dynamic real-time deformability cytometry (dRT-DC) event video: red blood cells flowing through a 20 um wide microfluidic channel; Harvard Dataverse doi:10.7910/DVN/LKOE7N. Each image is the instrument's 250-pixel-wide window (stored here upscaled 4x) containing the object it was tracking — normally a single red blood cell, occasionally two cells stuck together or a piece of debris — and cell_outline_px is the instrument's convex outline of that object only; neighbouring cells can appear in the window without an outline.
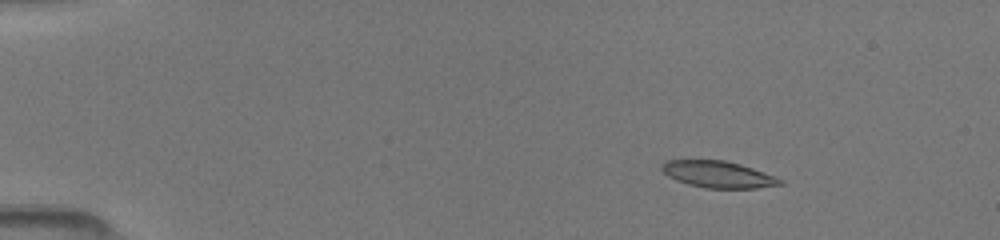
{"species": "common noctule bat (a hibernating species)", "species_latin": "Nyctalus noctula", "temperature_condition": "room temperature", "stored_images_in_passage": 39, "camera_frame_rate_fps": 3000, "um_per_image_px": 0.085, "animal": {"sex": "female", "body_mass_g": 19.5, "forearm_length_mm": 54.1}, "frame": {"image": 1, "passage_image": 2, "time_ms": 1.0, "image_size_px": [1000, 240], "cell_outline_px": [[784, 184], [756, 188], [704, 188], [688, 184], [676, 180], [668, 176], [660, 168], [660, 164], [668, 160], [724, 160], [740, 164], [752, 168], [784, 180]], "centroid_in_image_um": [61.02, 14.82], "position_along_channel_um": 24.0, "area_um2": 18.32}}
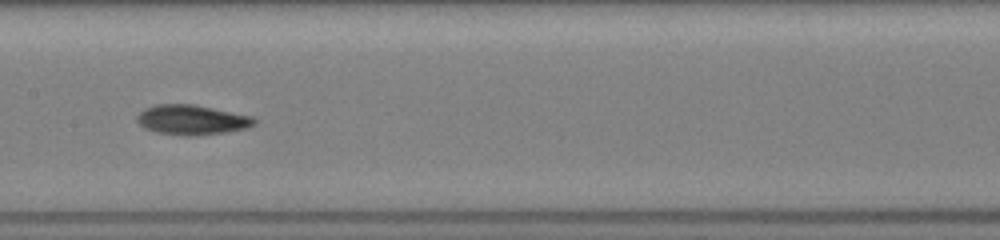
{"frame": {"image": 2, "passage_image": 17, "time_ms": 7.333, "image_size_px": [1000, 240], "cell_outline_px": [[256, 124], [248, 128], [224, 132], [188, 136], [184, 136], [156, 132], [144, 128], [136, 120], [136, 116], [144, 108], [156, 104], [192, 104], [252, 116], [256, 120]], "centroid_in_image_um": [16.28, 10.18], "position_along_channel_um": 191.1, "area_um2": 20.35}}
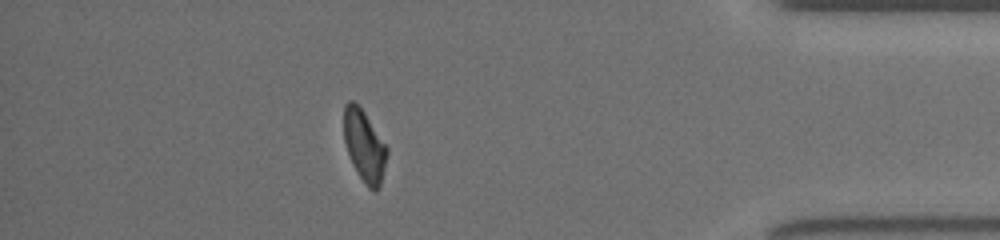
{"frame": {"image": 3, "passage_image": 34, "time_ms": 13.333, "image_size_px": [1000, 240], "cell_outline_px": [[388, 152], [380, 184], [376, 192], [368, 188], [360, 176], [348, 152], [344, 140], [344, 104], [348, 100], [352, 100], [360, 104], [388, 148]], "centroid_in_image_um": [30.97, 12.32], "position_along_channel_um": 404.2, "area_um2": 17.86}}